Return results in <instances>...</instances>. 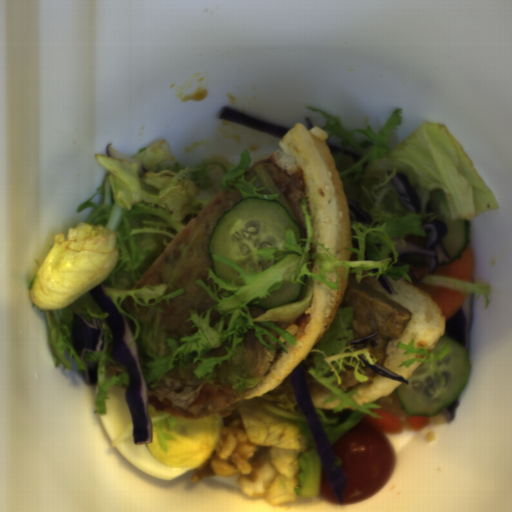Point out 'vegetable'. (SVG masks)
<instances>
[{"label":"vegetable","instance_id":"add77e79","mask_svg":"<svg viewBox=\"0 0 512 512\" xmlns=\"http://www.w3.org/2000/svg\"><path fill=\"white\" fill-rule=\"evenodd\" d=\"M308 111L317 112L325 118L323 129L328 139L353 148L362 156L358 162L344 155L343 151L329 150L336 162L340 181L348 200L355 199L360 209L367 213L372 221L361 223L351 208V228L355 230L357 249L348 246L356 255L357 261L339 260L325 244L313 239V222L307 212V196L299 198L305 222V238H297L289 228L285 230V250L264 247L257 252L259 256L274 259L276 262L262 272L248 273L225 256L212 254L214 260L228 264L239 273L245 285L238 286L228 279L217 278L213 268L207 267V280L211 279L213 290L202 279H195L215 301L213 309L220 315L218 323H211V307L201 315L193 308L190 317L197 331L178 339L168 338L167 346L171 353L153 358L141 367L146 386H158L159 381L170 371L175 363L183 369L185 362L200 364L192 371L196 378L206 379L216 365L231 358L235 347L243 340L250 329L258 340L270 351L275 347L266 343L262 336H270L269 341L277 342L285 353V345L270 331L256 325L260 322L283 337L290 345L295 337L273 323H290L298 319L306 310L314 296L313 280L324 283L330 289H340L337 281H328V274L336 268L345 270L344 281L349 272L355 273L357 283L366 277H378L385 274L392 280L403 278L412 282L409 266L394 267L400 261L396 249L400 238L406 245L407 234L426 237L422 224L426 218V204L434 189H441L449 206L450 221L466 219L469 222L478 214L500 208L495 195L483 182L474 168V164L463 145L443 124L423 123L415 132L398 144L389 153L387 151L391 136L398 125H402L403 108L393 111L383 128L376 132L368 124L366 129L348 130L340 116H331L323 109L306 106ZM409 176V182L417 192L421 211L414 213L401 204L400 195L394 189L391 179L397 173ZM285 281L303 283L302 293L297 300L272 309H260L247 306L253 298H268ZM191 327V328H192ZM230 340L232 349L225 347L227 354L221 357L204 359L209 350L220 347L223 341Z\"/></svg>","mask_w":512,"mask_h":512},{"label":"vegetable","instance_id":"b0100df1","mask_svg":"<svg viewBox=\"0 0 512 512\" xmlns=\"http://www.w3.org/2000/svg\"><path fill=\"white\" fill-rule=\"evenodd\" d=\"M134 434L133 430V423L129 425L127 428H125L122 432H120L117 437L114 439L112 443H110V446L116 447L119 443H121L124 439Z\"/></svg>","mask_w":512,"mask_h":512},{"label":"vegetable","instance_id":"f1789d4c","mask_svg":"<svg viewBox=\"0 0 512 512\" xmlns=\"http://www.w3.org/2000/svg\"><path fill=\"white\" fill-rule=\"evenodd\" d=\"M420 283L428 285H437L444 287L456 292L465 293L466 296L469 294H476V300L478 302L481 296L485 300V309H488L490 296L492 294L491 286L489 283H474L455 279L448 276H437L435 274H426L423 278H420Z\"/></svg>","mask_w":512,"mask_h":512},{"label":"vegetable","instance_id":"6e5ebb59","mask_svg":"<svg viewBox=\"0 0 512 512\" xmlns=\"http://www.w3.org/2000/svg\"><path fill=\"white\" fill-rule=\"evenodd\" d=\"M162 420L165 421L167 428L174 429L177 425L176 418L169 414L168 412L160 413V415L154 416L150 418L151 425H154L156 435L158 437L159 443L163 452H168L166 446V440H177L173 436L163 432L162 430Z\"/></svg>","mask_w":512,"mask_h":512},{"label":"vegetable","instance_id":"f7b5029e","mask_svg":"<svg viewBox=\"0 0 512 512\" xmlns=\"http://www.w3.org/2000/svg\"><path fill=\"white\" fill-rule=\"evenodd\" d=\"M237 409L250 444L270 448L277 475L268 490V501L275 507L320 495L325 466L297 401L282 393L276 403L253 398L241 401Z\"/></svg>","mask_w":512,"mask_h":512},{"label":"vegetable","instance_id":"96ceb2fe","mask_svg":"<svg viewBox=\"0 0 512 512\" xmlns=\"http://www.w3.org/2000/svg\"><path fill=\"white\" fill-rule=\"evenodd\" d=\"M353 318L354 306L339 308L321 341L310 351L313 353V364L307 372L332 393V396L323 403L341 400L340 404L332 409V413L343 411L346 407H352L353 409L351 414L340 424L338 418L327 419L324 417L321 409H314L332 445L344 433L356 426L358 422H362L366 414L371 415L373 418H382L371 410V408L381 409V405L366 402L360 405L354 398L350 397L357 395L358 398H361L359 393L354 390L339 389L342 384L340 373L347 371L345 366L354 367V376L357 381H369V377L363 369L367 365L361 360L360 356H365L370 365L378 364L376 357L369 348L355 349L354 343L347 345L350 340H354L353 331L349 329Z\"/></svg>","mask_w":512,"mask_h":512},{"label":"vegetable","instance_id":"ea0f7189","mask_svg":"<svg viewBox=\"0 0 512 512\" xmlns=\"http://www.w3.org/2000/svg\"><path fill=\"white\" fill-rule=\"evenodd\" d=\"M252 154L246 148L238 164L222 155H209L194 166H184L174 155L164 138L149 147L139 149L137 159L147 172L139 174V162L128 163L109 155L95 154L96 161L106 174L93 196L78 205L76 213L86 207L93 211L85 222L57 234L46 259L28 283L29 297L36 308L43 310L47 325V344L52 352L55 369L78 374L88 370L77 355L72 339L73 312L92 324L99 319L103 331L101 351H86L88 365L98 362L97 394L94 414L107 415L105 400L112 386H128L129 375L123 372L107 380L106 362L108 345L113 334L105 320L109 315L97 305L90 290L103 284L106 294L119 312L127 315L136 327L133 344L140 335V324L121 308L127 296L137 305L153 308L161 300L170 304L171 298L180 296L185 289L165 294L166 283L145 285L132 289L151 265L210 201L223 190L243 197L278 200L280 194H260L265 186L255 187L254 181L245 180ZM126 347V348H127Z\"/></svg>","mask_w":512,"mask_h":512},{"label":"vegetable","instance_id":"8f37a823","mask_svg":"<svg viewBox=\"0 0 512 512\" xmlns=\"http://www.w3.org/2000/svg\"><path fill=\"white\" fill-rule=\"evenodd\" d=\"M397 348L405 349V352L403 353L404 355L416 354L420 356H426V358H411L406 361H402V363H400V365L398 366L399 368H401L402 366H405L406 368L411 367L415 362H430L434 368L435 373L438 374L440 377L441 385L444 386V378L442 374L437 370L435 366V360L441 359L451 351L449 348V343L438 352L430 351V353H428V351L430 350V346L426 345L423 346L422 348H415V338H413L411 339L410 344H405L402 341H399Z\"/></svg>","mask_w":512,"mask_h":512}]
</instances>
